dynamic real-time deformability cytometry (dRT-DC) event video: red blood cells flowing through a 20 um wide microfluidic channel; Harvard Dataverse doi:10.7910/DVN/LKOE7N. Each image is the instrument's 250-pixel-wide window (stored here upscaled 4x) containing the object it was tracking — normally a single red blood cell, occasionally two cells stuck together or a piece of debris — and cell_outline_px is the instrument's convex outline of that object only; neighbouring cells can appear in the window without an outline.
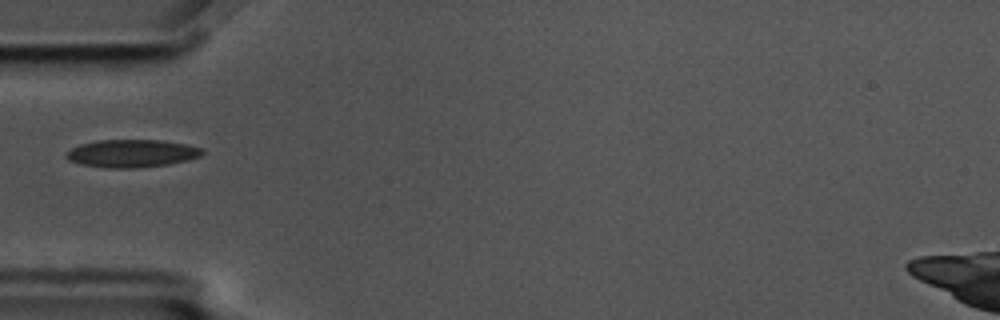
{"species": "common noctule bat (a hibernating species)", "species_latin": "Nyctalus noctula", "temperature_condition": "cold", "stored_images_in_passage": 8, "camera_frame_rate_fps": 3000, "um_per_image_px": 0.085, "animal": {"sex": "male", "body_mass_g": 17.5, "forearm_length_mm": 52.3}, "frame": {"image": 1, "passage_image": 5, "time_ms": 1.333, "image_size_px": [1000, 320], "cell_outline_px": [[204, 152], [200, 156], [188, 160], [168, 164], [136, 168], [108, 168], [80, 164], [68, 160], [64, 156], [64, 152], [80, 144], [96, 140], [160, 140], [188, 144], [204, 148]], "centroid_in_image_um": [11.19, 13.03], "position_along_channel_um": 73.8, "area_um2": 22.25}}